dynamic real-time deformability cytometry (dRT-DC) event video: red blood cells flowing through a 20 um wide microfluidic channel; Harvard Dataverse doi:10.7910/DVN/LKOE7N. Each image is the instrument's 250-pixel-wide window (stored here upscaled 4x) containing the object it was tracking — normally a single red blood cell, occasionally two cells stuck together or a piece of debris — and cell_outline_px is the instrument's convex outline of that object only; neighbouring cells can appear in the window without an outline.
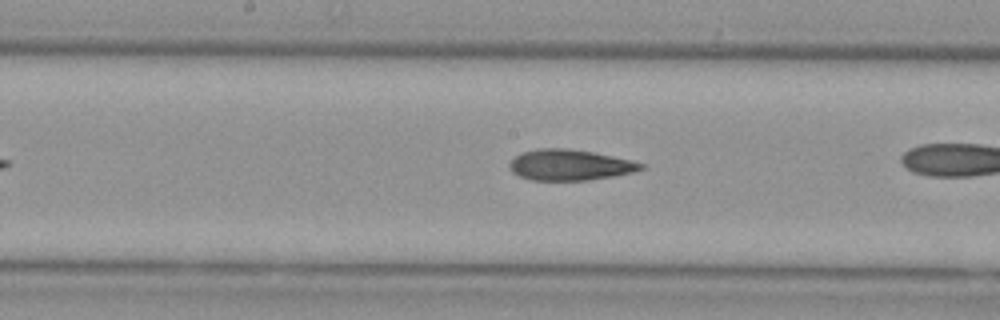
{"species": "Egyptian fruit bat (a non-hibernating species)", "species_latin": "Rousettus aegyptiacus", "temperature_condition": "cold", "stored_images_in_passage": 30, "camera_frame_rate_fps": 3000, "um_per_image_px": 0.085, "animal": {"sex": "female"}, "frame": {"image": 1, "passage_image": 18, "time_ms": 5.667, "image_size_px": [1000, 320], "cell_outline_px": [[644, 168], [632, 172], [612, 176], [588, 180], [532, 180], [520, 176], [512, 172], [508, 164], [516, 156], [524, 152], [540, 148], [568, 148], [592, 152], [612, 156], [644, 164]], "centroid_in_image_um": [48.4, 14.02], "position_along_channel_um": 199.8, "area_um2": 23.24}}